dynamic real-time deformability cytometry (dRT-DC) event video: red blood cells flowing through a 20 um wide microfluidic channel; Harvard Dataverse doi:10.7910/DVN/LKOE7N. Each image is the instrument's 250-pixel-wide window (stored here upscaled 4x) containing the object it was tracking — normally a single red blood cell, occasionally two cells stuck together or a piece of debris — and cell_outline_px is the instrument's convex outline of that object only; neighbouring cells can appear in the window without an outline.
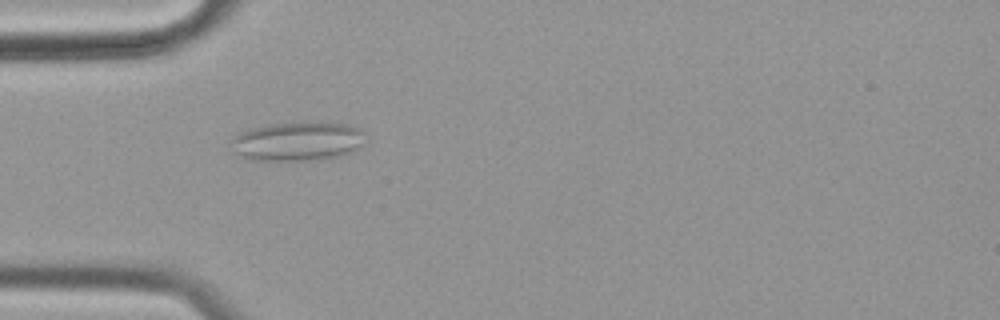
{"species": "common noctule bat (a hibernating species)", "species_latin": "Nyctalus noctula", "temperature_condition": "cold", "stored_images_in_passage": 57, "camera_frame_rate_fps": 3000, "um_per_image_px": 0.085, "animal": {"sex": "female", "body_mass_g": 19.9}, "frame": {"image": 1, "passage_image": 17, "time_ms": 5.333, "image_size_px": [1000, 320], "cell_outline_px": [[364, 132], [360, 144], [352, 152], [340, 156], [304, 160], [252, 160], [232, 152], [232, 140], [240, 132], [248, 128], [268, 124], [344, 124], [360, 128]], "centroid_in_image_um": [25.22, 12.03], "position_along_channel_um": 59.8, "area_um2": 29.65}}
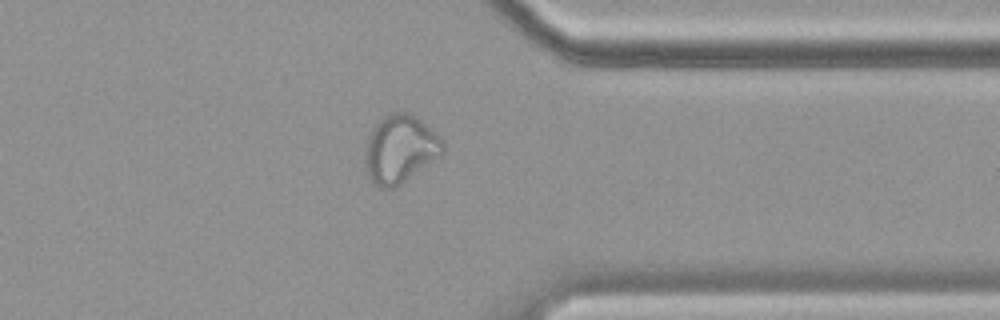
{"frame": {"image": 2, "passage_image": 45, "time_ms": 14.667, "image_size_px": [1000, 320], "cell_outline_px": [[444, 152], [440, 156], [400, 184], [392, 188], [380, 188], [368, 176], [364, 156], [364, 152], [368, 136], [372, 128], [384, 116], [392, 112], [408, 112], [416, 116], [444, 140]], "centroid_in_image_um": [34.0, 12.65], "position_along_channel_um": 377.4, "area_um2": 30.63}}
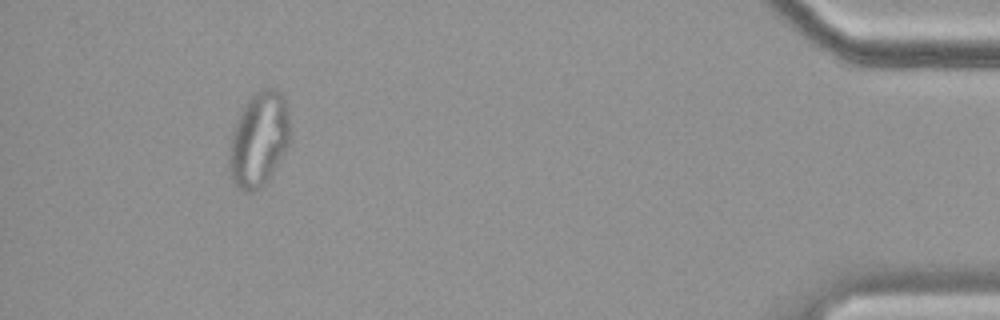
{"frame": {"image": 3, "passage_image": 53, "time_ms": 17.333, "image_size_px": [1000, 320], "cell_outline_px": [[292, 128], [288, 144], [284, 152], [272, 172], [260, 188], [252, 192], [244, 192], [236, 188], [232, 180], [228, 164], [228, 156], [232, 136], [236, 120], [244, 104], [260, 88], [276, 88], [284, 96], [288, 108]], "centroid_in_image_um": [22.01, 11.82], "position_along_channel_um": 413.2, "area_um2": 33.87}}